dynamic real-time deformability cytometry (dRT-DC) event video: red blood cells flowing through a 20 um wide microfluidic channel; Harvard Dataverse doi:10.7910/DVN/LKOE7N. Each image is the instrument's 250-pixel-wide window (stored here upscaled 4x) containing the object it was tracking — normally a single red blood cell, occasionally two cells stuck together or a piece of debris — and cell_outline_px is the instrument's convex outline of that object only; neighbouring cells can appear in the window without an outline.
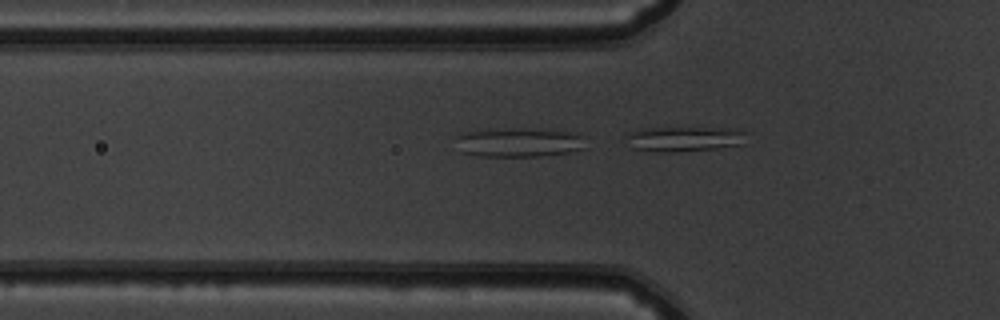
{"species": "common noctule bat (a hibernating species)", "species_latin": "Nyctalus noctula", "temperature_condition": "warm", "stored_images_in_passage": 11, "camera_frame_rate_fps": 3000, "um_per_image_px": 0.085, "animal": {"sex": "male", "body_mass_g": 19.5, "forearm_length_mm": 54.6}, "frame": {"image": 1, "passage_image": 10, "time_ms": 3.0, "image_size_px": [1000, 320], "cell_outline_px": [[588, 148], [568, 152], [536, 156], [480, 156], [464, 152], [456, 136], [460, 132], [516, 128], [524, 128], [580, 132], [588, 136]], "centroid_in_image_um": [44.3, 12.08], "position_along_channel_um": 81.5, "area_um2": 22.31}}